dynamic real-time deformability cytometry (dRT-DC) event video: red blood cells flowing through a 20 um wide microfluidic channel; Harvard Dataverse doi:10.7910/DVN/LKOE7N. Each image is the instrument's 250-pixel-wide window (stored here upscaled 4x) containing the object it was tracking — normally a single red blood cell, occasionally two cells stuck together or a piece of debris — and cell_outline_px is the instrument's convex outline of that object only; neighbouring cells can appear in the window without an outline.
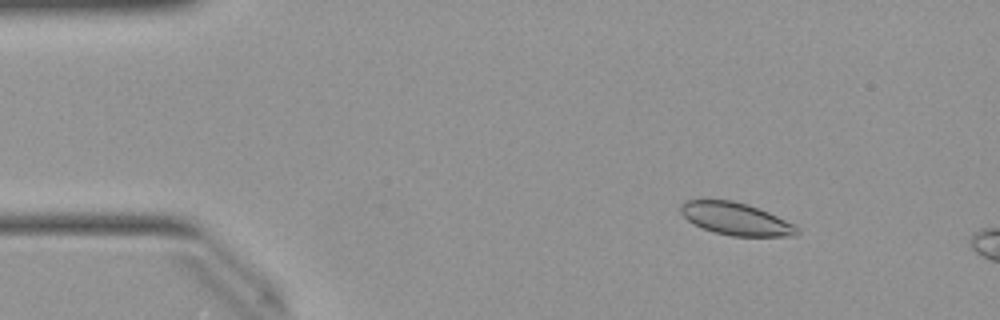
{"species": "Egyptian fruit bat (a non-hibernating species)", "species_latin": "Rousettus aegyptiacus", "temperature_condition": "warm", "stored_images_in_passage": 15, "camera_frame_rate_fps": 3000, "um_per_image_px": 0.085, "animal": {"sex": "female"}, "frame": {"image": 1, "passage_image": 7, "time_ms": 2.0, "image_size_px": [1000, 320], "cell_outline_px": [[800, 232], [796, 236], [732, 236], [716, 232], [692, 224], [680, 212], [680, 204], [684, 200], [732, 200], [748, 204], [768, 212], [796, 224], [800, 228]], "centroid_in_image_um": [62.58, 18.6], "position_along_channel_um": 22.4, "area_um2": 22.14}}